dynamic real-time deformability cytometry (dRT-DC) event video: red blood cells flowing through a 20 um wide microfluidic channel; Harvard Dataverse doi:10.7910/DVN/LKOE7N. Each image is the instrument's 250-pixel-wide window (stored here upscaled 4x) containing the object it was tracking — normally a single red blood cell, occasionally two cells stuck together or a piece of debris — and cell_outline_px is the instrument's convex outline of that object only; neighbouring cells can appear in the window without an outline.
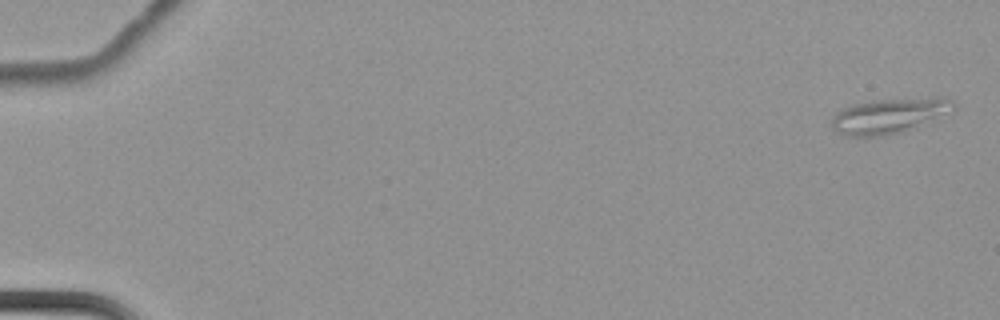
{"species": "common noctule bat (a hibernating species)", "species_latin": "Nyctalus noctula", "temperature_condition": "cold", "stored_images_in_passage": 6, "camera_frame_rate_fps": 3000, "um_per_image_px": 0.085, "animal": {"sex": "female", "body_mass_g": 22.7, "forearm_length_mm": 54.2}, "frame": {"image": 1, "passage_image": 1, "time_ms": 0.0, "image_size_px": [1000, 320], "cell_outline_px": [[956, 108], [948, 112], [904, 132], [884, 136], [844, 136], [836, 132], [832, 128], [832, 116], [836, 112], [852, 104], [872, 100], [936, 96], [948, 96], [956, 104]], "centroid_in_image_um": [75.59, 9.82], "position_along_channel_um": 9.4, "area_um2": 25.37}}